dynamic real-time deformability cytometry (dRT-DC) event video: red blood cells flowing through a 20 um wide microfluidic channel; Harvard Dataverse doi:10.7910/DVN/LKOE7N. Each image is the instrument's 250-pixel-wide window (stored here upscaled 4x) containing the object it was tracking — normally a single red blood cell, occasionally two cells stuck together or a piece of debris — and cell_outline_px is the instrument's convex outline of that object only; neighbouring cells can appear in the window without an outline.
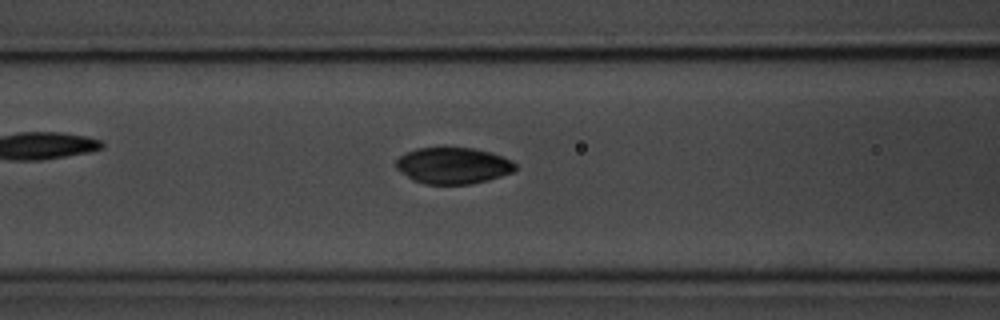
{"species": "common noctule bat (a hibernating species)", "species_latin": "Nyctalus noctula", "temperature_condition": "room temperature", "stored_images_in_passage": 48, "camera_frame_rate_fps": 3000, "um_per_image_px": 0.085, "animal": {"sex": "male", "body_mass_g": 20.1, "forearm_length_mm": 53.5}, "frame": {"image": 1, "passage_image": 21, "time_ms": 6.667, "image_size_px": [1000, 320], "cell_outline_px": [[516, 168], [512, 172], [488, 180], [472, 184], [424, 184], [412, 180], [396, 168], [396, 160], [400, 156], [416, 148], [444, 144], [472, 148], [492, 152], [512, 160], [516, 164]], "centroid_in_image_um": [38.5, 14.03], "position_along_channel_um": 128.1, "area_um2": 26.07}}
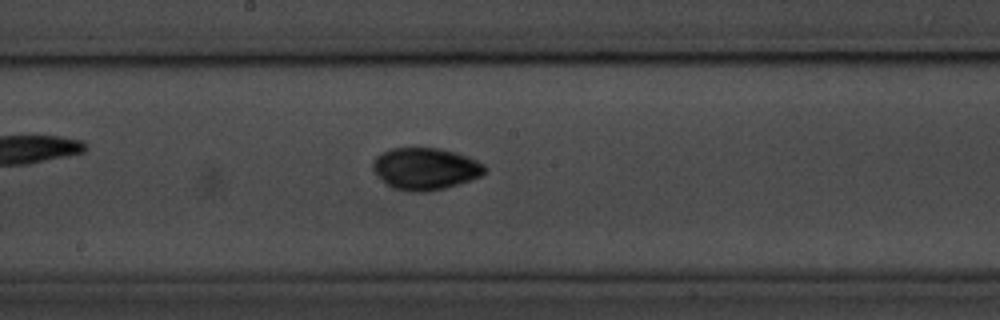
{"frame": {"image": 2, "passage_image": 28, "time_ms": 9.0, "image_size_px": [1000, 320], "cell_outline_px": [[488, 168], [480, 176], [444, 188], [424, 192], [412, 192], [392, 188], [372, 168], [372, 164], [376, 156], [380, 152], [392, 148], [440, 148], [456, 152], [468, 156], [484, 164]], "centroid_in_image_um": [36.16, 14.32], "position_along_channel_um": 212.0, "area_um2": 27.17}, "authors_computed_cell_mechanics": {"area_um2": 26.0678, "velocity_mm_per_s": 3.5882, "shape_relaxation_time_tau1_ms": 3.1387, "shape_relaxation_time_tau2_ms": 2.8189, "deformation_change_tau1": 0.0914, "deformation_change_tau2": 0.0387}}